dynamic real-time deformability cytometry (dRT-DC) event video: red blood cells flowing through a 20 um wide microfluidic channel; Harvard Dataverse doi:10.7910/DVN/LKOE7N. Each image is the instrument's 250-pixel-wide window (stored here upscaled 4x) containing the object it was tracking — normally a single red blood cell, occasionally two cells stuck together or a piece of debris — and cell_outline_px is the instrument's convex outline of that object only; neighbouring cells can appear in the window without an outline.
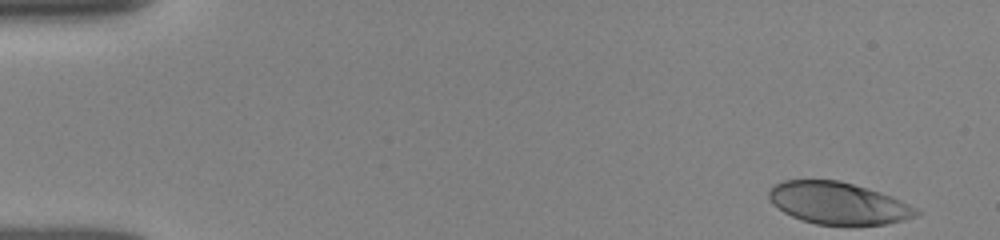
{"species": "human", "species_latin": "Homo sapiens", "temperature_condition": "room temperature", "stored_images_in_passage": 43, "camera_frame_rate_fps": 3000, "um_per_image_px": 0.085, "donor": {"sex": "female"}, "frame": {"image": 1, "passage_image": 1, "time_ms": 0.0, "image_size_px": [1000, 240], "cell_outline_px": [[924, 212], [916, 216], [884, 224], [816, 224], [792, 216], [784, 212], [772, 204], [768, 196], [768, 192], [776, 184], [784, 180], [840, 180], [868, 188], [892, 196]], "centroid_in_image_um": [71.24, 17.25], "position_along_channel_um": 13.8, "area_um2": 35.72}}
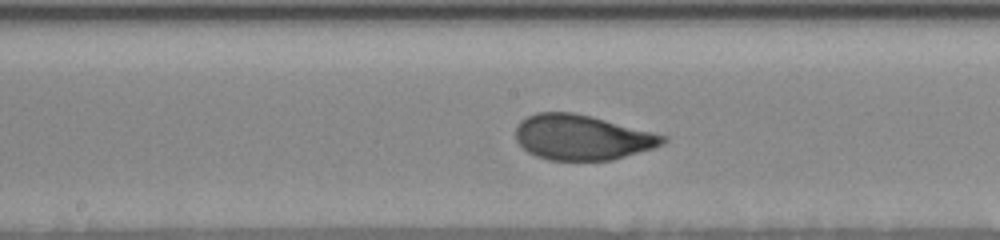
{"frame": {"image": 2, "passage_image": 25, "time_ms": 8.0, "image_size_px": [1000, 240], "cell_outline_px": [[668, 140], [652, 148], [612, 160], [548, 160], [536, 156], [528, 152], [516, 140], [516, 128], [520, 120], [536, 112], [572, 112], [592, 116], [668, 136]], "centroid_in_image_um": [49.45, 11.67], "position_along_channel_um": 198.7, "area_um2": 38.61}}
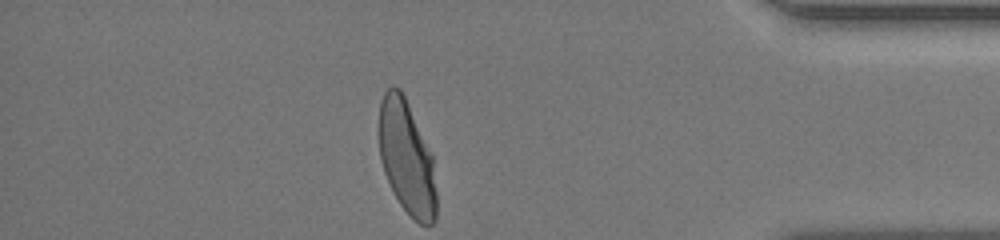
{"frame": {"image": 3, "passage_image": 43, "time_ms": 14.0, "image_size_px": [1000, 240], "cell_outline_px": [[436, 220], [432, 224], [420, 224], [400, 204], [384, 172], [380, 160], [380, 100], [384, 92], [392, 84], [400, 88], [432, 152], [436, 192]], "centroid_in_image_um": [34.59, 13.38], "position_along_channel_um": 400.6, "area_um2": 37.74}, "authors_computed_cell_mechanics": {"area_um2": 38.7838, "velocity_mm_per_s": 3.8945, "shape_relaxation_time_tau1_ms": 4.0139, "shape_relaxation_time_tau2_ms": null, "deformation_change_tau1": 0.1753, "deformation_change_tau2": null}}